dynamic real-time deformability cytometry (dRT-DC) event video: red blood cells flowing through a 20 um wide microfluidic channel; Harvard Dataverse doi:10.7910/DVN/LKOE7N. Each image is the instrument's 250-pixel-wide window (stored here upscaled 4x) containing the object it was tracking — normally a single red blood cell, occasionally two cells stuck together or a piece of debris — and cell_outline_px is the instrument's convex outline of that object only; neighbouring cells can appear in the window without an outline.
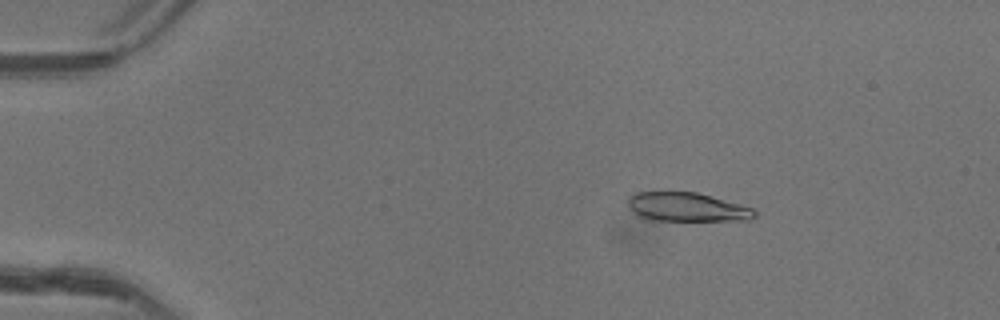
{"species": "common noctule bat (a hibernating species)", "species_latin": "Nyctalus noctula", "temperature_condition": "warm", "stored_images_in_passage": 51, "camera_frame_rate_fps": 3000, "um_per_image_px": 0.085, "animal": {"sex": "female"}, "frame": {"image": 1, "passage_image": 9, "time_ms": 2.667, "image_size_px": [1000, 320], "cell_outline_px": [[756, 216], [748, 220], [652, 220], [640, 216], [628, 204], [628, 200], [636, 192], [668, 188], [696, 192], [712, 196], [740, 204], [752, 208], [756, 212]], "centroid_in_image_um": [58.37, 17.54], "position_along_channel_um": 26.6, "area_um2": 21.79}}
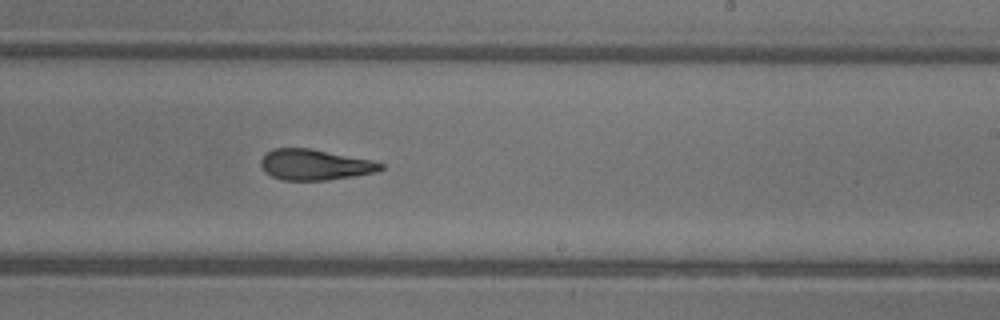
{"frame": {"image": 2, "passage_image": 32, "time_ms": 10.333, "image_size_px": [1000, 320], "cell_outline_px": [[384, 168], [376, 172], [352, 176], [324, 180], [280, 180], [264, 172], [260, 164], [260, 160], [272, 148], [312, 148], [372, 160], [384, 164]], "centroid_in_image_um": [26.75, 13.99], "position_along_channel_um": 262.3, "area_um2": 21.5}}
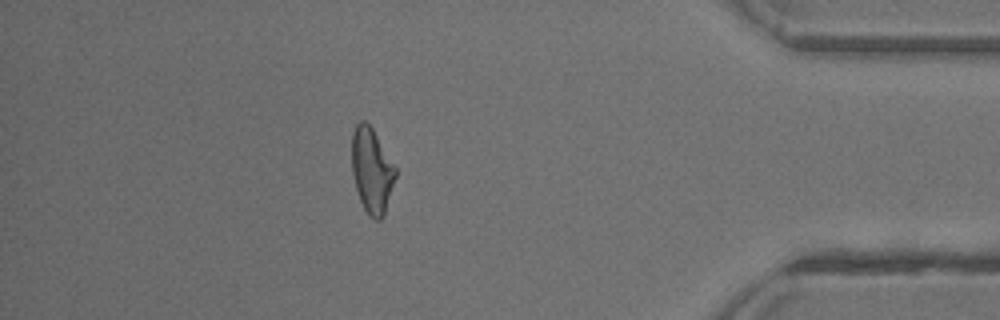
{"frame": {"image": 3, "passage_image": 45, "time_ms": 14.667, "image_size_px": [1000, 320], "cell_outline_px": [[396, 176], [384, 216], [380, 220], [376, 220], [368, 216], [360, 200], [356, 188], [352, 172], [352, 132], [356, 124], [360, 120], [364, 120], [372, 128], [396, 168]], "centroid_in_image_um": [31.59, 14.5], "position_along_channel_um": 403.6, "area_um2": 21.56}, "authors_computed_cell_mechanics": {"area_um2": 22.1952, "velocity_mm_per_s": 4.1638, "shape_relaxation_time_tau1_ms": 10.2803, "shape_relaxation_time_tau2_ms": 1.6774, "deformation_change_tau1": 0.2973, "deformation_change_tau2": 0.1083}}